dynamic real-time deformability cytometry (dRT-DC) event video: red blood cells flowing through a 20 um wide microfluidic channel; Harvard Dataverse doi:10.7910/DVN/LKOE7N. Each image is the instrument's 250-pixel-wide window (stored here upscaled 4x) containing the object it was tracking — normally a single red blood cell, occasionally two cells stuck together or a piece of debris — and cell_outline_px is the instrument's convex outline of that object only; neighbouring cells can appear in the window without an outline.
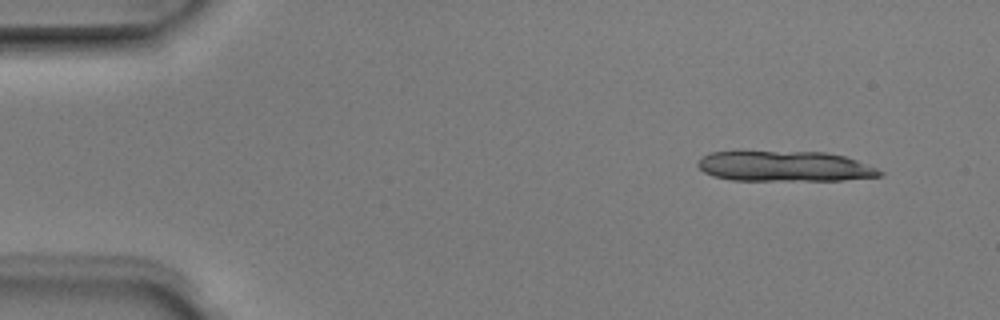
{"species": "Egyptian fruit bat (a non-hibernating species)", "species_latin": "Rousettus aegyptiacus", "temperature_condition": "room temperature", "stored_images_in_passage": 5, "segment_of_instrument_passage": [1, 2], "camera_frame_rate_fps": 3000, "um_per_image_px": 0.085, "animal": {"sex": "male"}, "frame": {"image": 1, "passage_image": 1, "time_ms": 0.0, "image_size_px": [1000, 320], "cell_outline_px": [[884, 172], [880, 176], [844, 180], [732, 180], [712, 176], [704, 172], [696, 164], [700, 156], [712, 152], [736, 148], [740, 148], [824, 152], [844, 156], [856, 160], [876, 168]], "centroid_in_image_um": [66.56, 14.07], "position_along_channel_um": 18.4, "area_um2": 33.7}}